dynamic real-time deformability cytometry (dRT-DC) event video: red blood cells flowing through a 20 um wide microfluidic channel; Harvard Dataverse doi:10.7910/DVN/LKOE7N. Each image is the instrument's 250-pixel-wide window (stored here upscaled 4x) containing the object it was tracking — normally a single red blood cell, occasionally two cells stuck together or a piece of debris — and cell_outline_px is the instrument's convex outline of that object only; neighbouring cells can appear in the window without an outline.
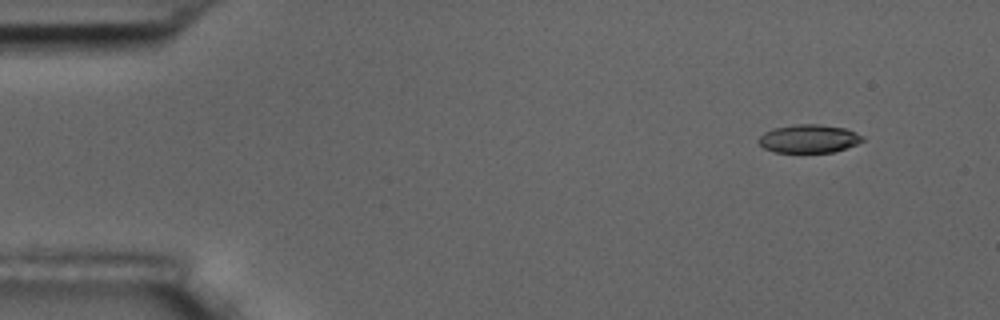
{"species": "common noctule bat (a hibernating species)", "species_latin": "Nyctalus noctula", "temperature_condition": "room temperature", "stored_images_in_passage": 5, "camera_frame_rate_fps": 3000, "um_per_image_px": 0.085, "animal": {"sex": "male", "body_mass_g": 17.5, "forearm_length_mm": 52.3}, "frame": {"image": 1, "passage_image": 2, "time_ms": 1.333, "image_size_px": [1000, 320], "cell_outline_px": [[864, 140], [856, 144], [832, 152], [776, 152], [764, 148], [756, 140], [764, 132], [776, 128], [796, 124], [820, 124], [844, 128], [856, 132], [864, 136]], "centroid_in_image_um": [68.75, 11.78], "position_along_channel_um": 16.2, "area_um2": 16.99}}
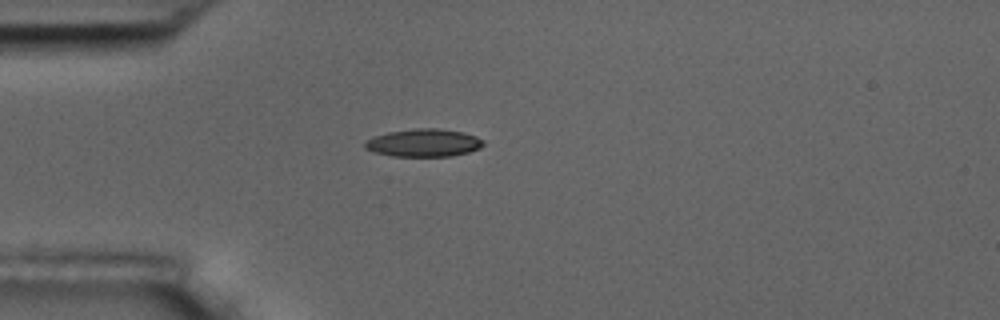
{"frame": {"image": 2, "passage_image": 5, "time_ms": 4.667, "image_size_px": [1000, 320], "cell_outline_px": [[484, 144], [480, 148], [468, 152], [452, 156], [392, 156], [376, 152], [364, 148], [364, 140], [372, 136], [388, 132], [412, 128], [440, 128], [460, 132], [476, 136], [484, 140]], "centroid_in_image_um": [35.98, 12.13], "position_along_channel_um": 49.0, "area_um2": 19.31}}